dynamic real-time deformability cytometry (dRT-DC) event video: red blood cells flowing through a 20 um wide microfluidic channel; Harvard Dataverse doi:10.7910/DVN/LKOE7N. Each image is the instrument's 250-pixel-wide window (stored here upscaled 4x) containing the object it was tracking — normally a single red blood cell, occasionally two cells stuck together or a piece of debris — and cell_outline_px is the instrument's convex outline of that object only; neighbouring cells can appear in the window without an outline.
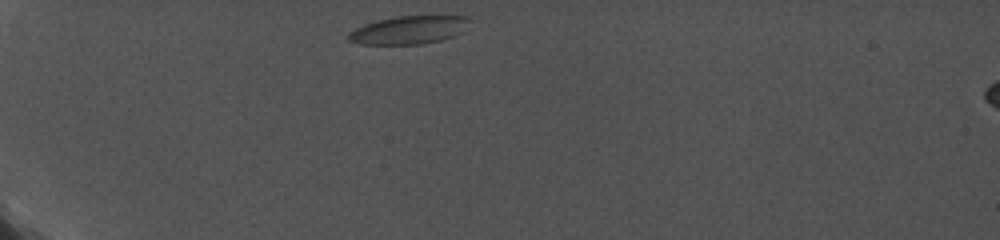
{"species": "common noctule bat (a hibernating species)", "species_latin": "Nyctalus noctula", "temperature_condition": "cold", "stored_images_in_passage": 30, "camera_frame_rate_fps": 5000, "um_per_image_px": 0.085, "animal": {"sex": "female", "body_mass_g": 19.0, "forearm_length_mm": 56.7}, "frame": {"image": 1, "passage_image": 1, "time_ms": 0.0, "image_size_px": [1000, 240], "cell_outline_px": [[472, 20], [464, 32], [440, 40], [420, 44], [360, 44], [348, 40], [348, 32], [364, 24], [396, 16], [468, 16]], "centroid_in_image_um": [34.79, 2.54], "position_along_channel_um": 50.2, "area_um2": 19.83}}
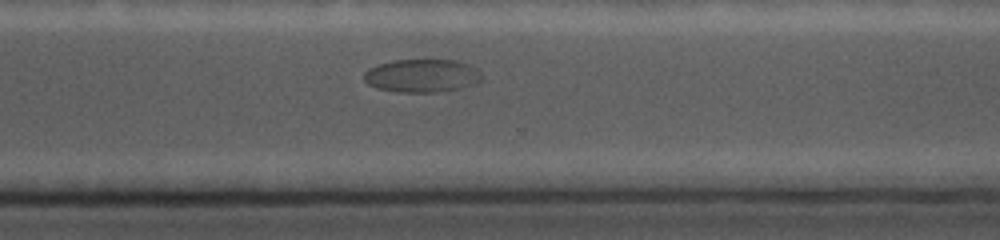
{"frame": {"image": 2, "passage_image": 23, "time_ms": 9.4, "image_size_px": [1000, 240], "cell_outline_px": [[484, 76], [476, 84], [444, 92], [400, 92], [376, 88], [368, 84], [364, 80], [364, 72], [368, 68], [376, 64], [392, 60], [456, 60], [468, 64], [476, 68]], "centroid_in_image_um": [35.87, 6.43], "position_along_channel_um": 334.7, "area_um2": 23.06}}
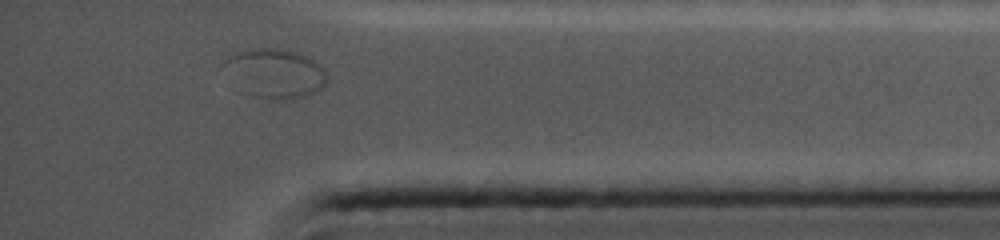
{"frame": {"image": 3, "passage_image": 28, "time_ms": 11.6, "image_size_px": [1000, 240], "cell_outline_px": [[324, 84], [320, 88], [304, 96], [292, 100], [272, 100], [252, 96], [236, 92], [216, 68], [224, 60], [236, 52], [244, 48], [280, 48], [300, 52], [308, 56], [320, 64], [324, 68]], "centroid_in_image_um": [23.15, 6.24], "position_along_channel_um": 412.0, "area_um2": 31.27}}